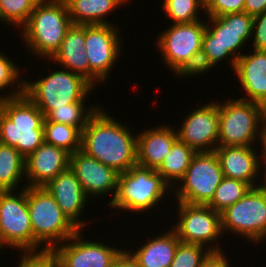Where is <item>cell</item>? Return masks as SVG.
<instances>
[{
	"mask_svg": "<svg viewBox=\"0 0 266 267\" xmlns=\"http://www.w3.org/2000/svg\"><path fill=\"white\" fill-rule=\"evenodd\" d=\"M223 178L222 167L215 151L199 152L193 157L178 185L172 188V192L176 201L207 205Z\"/></svg>",
	"mask_w": 266,
	"mask_h": 267,
	"instance_id": "8fae6325",
	"label": "cell"
},
{
	"mask_svg": "<svg viewBox=\"0 0 266 267\" xmlns=\"http://www.w3.org/2000/svg\"><path fill=\"white\" fill-rule=\"evenodd\" d=\"M245 0H205V15L218 17L244 11Z\"/></svg>",
	"mask_w": 266,
	"mask_h": 267,
	"instance_id": "e575fe53",
	"label": "cell"
},
{
	"mask_svg": "<svg viewBox=\"0 0 266 267\" xmlns=\"http://www.w3.org/2000/svg\"><path fill=\"white\" fill-rule=\"evenodd\" d=\"M85 25L72 24L66 31L59 50L50 62L80 74L90 82V63L85 51Z\"/></svg>",
	"mask_w": 266,
	"mask_h": 267,
	"instance_id": "603a6c76",
	"label": "cell"
},
{
	"mask_svg": "<svg viewBox=\"0 0 266 267\" xmlns=\"http://www.w3.org/2000/svg\"><path fill=\"white\" fill-rule=\"evenodd\" d=\"M250 188L251 186L244 181L224 177L207 205L221 213L243 198Z\"/></svg>",
	"mask_w": 266,
	"mask_h": 267,
	"instance_id": "f546056e",
	"label": "cell"
},
{
	"mask_svg": "<svg viewBox=\"0 0 266 267\" xmlns=\"http://www.w3.org/2000/svg\"><path fill=\"white\" fill-rule=\"evenodd\" d=\"M253 50L266 51V11L253 17Z\"/></svg>",
	"mask_w": 266,
	"mask_h": 267,
	"instance_id": "8d00e7d4",
	"label": "cell"
},
{
	"mask_svg": "<svg viewBox=\"0 0 266 267\" xmlns=\"http://www.w3.org/2000/svg\"><path fill=\"white\" fill-rule=\"evenodd\" d=\"M169 232L159 233L155 238L148 239L137 251H126L134 258L140 267H169L181 242L176 232L171 228Z\"/></svg>",
	"mask_w": 266,
	"mask_h": 267,
	"instance_id": "cb8c5ba5",
	"label": "cell"
},
{
	"mask_svg": "<svg viewBox=\"0 0 266 267\" xmlns=\"http://www.w3.org/2000/svg\"><path fill=\"white\" fill-rule=\"evenodd\" d=\"M196 154L194 149L178 139L156 171L173 188L184 176Z\"/></svg>",
	"mask_w": 266,
	"mask_h": 267,
	"instance_id": "484cf974",
	"label": "cell"
},
{
	"mask_svg": "<svg viewBox=\"0 0 266 267\" xmlns=\"http://www.w3.org/2000/svg\"><path fill=\"white\" fill-rule=\"evenodd\" d=\"M211 253L204 245L180 242L169 267H202Z\"/></svg>",
	"mask_w": 266,
	"mask_h": 267,
	"instance_id": "836d02e7",
	"label": "cell"
},
{
	"mask_svg": "<svg viewBox=\"0 0 266 267\" xmlns=\"http://www.w3.org/2000/svg\"><path fill=\"white\" fill-rule=\"evenodd\" d=\"M256 146H217V154L223 175L226 178L237 179L248 183L251 187L260 186L257 179L262 175L260 167V151ZM258 177V178H257Z\"/></svg>",
	"mask_w": 266,
	"mask_h": 267,
	"instance_id": "ffe728a7",
	"label": "cell"
},
{
	"mask_svg": "<svg viewBox=\"0 0 266 267\" xmlns=\"http://www.w3.org/2000/svg\"><path fill=\"white\" fill-rule=\"evenodd\" d=\"M24 181L25 157L15 147L0 143V191H16Z\"/></svg>",
	"mask_w": 266,
	"mask_h": 267,
	"instance_id": "4316f807",
	"label": "cell"
},
{
	"mask_svg": "<svg viewBox=\"0 0 266 267\" xmlns=\"http://www.w3.org/2000/svg\"><path fill=\"white\" fill-rule=\"evenodd\" d=\"M3 247H5V244H4V242H3V240H2V238H1V236H0V251H3V250H2ZM0 253H1V252H0Z\"/></svg>",
	"mask_w": 266,
	"mask_h": 267,
	"instance_id": "b9f144b4",
	"label": "cell"
},
{
	"mask_svg": "<svg viewBox=\"0 0 266 267\" xmlns=\"http://www.w3.org/2000/svg\"><path fill=\"white\" fill-rule=\"evenodd\" d=\"M218 146H256L266 137V108L242 99L218 102ZM255 144V145H254Z\"/></svg>",
	"mask_w": 266,
	"mask_h": 267,
	"instance_id": "8992f818",
	"label": "cell"
},
{
	"mask_svg": "<svg viewBox=\"0 0 266 267\" xmlns=\"http://www.w3.org/2000/svg\"><path fill=\"white\" fill-rule=\"evenodd\" d=\"M221 229L223 236L227 231L225 233L229 235L235 233L256 244L265 241L266 188L261 185L251 187L243 198L222 211Z\"/></svg>",
	"mask_w": 266,
	"mask_h": 267,
	"instance_id": "30bf717a",
	"label": "cell"
},
{
	"mask_svg": "<svg viewBox=\"0 0 266 267\" xmlns=\"http://www.w3.org/2000/svg\"><path fill=\"white\" fill-rule=\"evenodd\" d=\"M70 20L75 25H105L112 24L106 21V15L119 9L128 0H64Z\"/></svg>",
	"mask_w": 266,
	"mask_h": 267,
	"instance_id": "d4e9b609",
	"label": "cell"
},
{
	"mask_svg": "<svg viewBox=\"0 0 266 267\" xmlns=\"http://www.w3.org/2000/svg\"><path fill=\"white\" fill-rule=\"evenodd\" d=\"M177 203L176 214H178L179 222L177 221L171 228L176 232L180 241L207 246L212 252H224L219 243H214L218 242L223 234L221 213L208 205H194L179 201Z\"/></svg>",
	"mask_w": 266,
	"mask_h": 267,
	"instance_id": "4fadbf2b",
	"label": "cell"
},
{
	"mask_svg": "<svg viewBox=\"0 0 266 267\" xmlns=\"http://www.w3.org/2000/svg\"><path fill=\"white\" fill-rule=\"evenodd\" d=\"M105 111L100 107L84 127L81 151L123 173L137 164V135Z\"/></svg>",
	"mask_w": 266,
	"mask_h": 267,
	"instance_id": "6da1fadb",
	"label": "cell"
},
{
	"mask_svg": "<svg viewBox=\"0 0 266 267\" xmlns=\"http://www.w3.org/2000/svg\"><path fill=\"white\" fill-rule=\"evenodd\" d=\"M165 17L173 24L192 23L201 20L199 10L205 9V0H162ZM200 18V19H199Z\"/></svg>",
	"mask_w": 266,
	"mask_h": 267,
	"instance_id": "4dcf8cb0",
	"label": "cell"
},
{
	"mask_svg": "<svg viewBox=\"0 0 266 267\" xmlns=\"http://www.w3.org/2000/svg\"><path fill=\"white\" fill-rule=\"evenodd\" d=\"M227 258L224 252H212L202 267H230V260Z\"/></svg>",
	"mask_w": 266,
	"mask_h": 267,
	"instance_id": "74e56055",
	"label": "cell"
},
{
	"mask_svg": "<svg viewBox=\"0 0 266 267\" xmlns=\"http://www.w3.org/2000/svg\"><path fill=\"white\" fill-rule=\"evenodd\" d=\"M44 188L53 196L63 214L78 230L83 231L84 227L88 226L80 216L83 215L89 198L69 167L49 181Z\"/></svg>",
	"mask_w": 266,
	"mask_h": 267,
	"instance_id": "ac0fdd59",
	"label": "cell"
},
{
	"mask_svg": "<svg viewBox=\"0 0 266 267\" xmlns=\"http://www.w3.org/2000/svg\"><path fill=\"white\" fill-rule=\"evenodd\" d=\"M24 79V94L46 116L57 107L85 103L94 87L80 74L67 69L50 71L49 75L32 82Z\"/></svg>",
	"mask_w": 266,
	"mask_h": 267,
	"instance_id": "ba28073f",
	"label": "cell"
},
{
	"mask_svg": "<svg viewBox=\"0 0 266 267\" xmlns=\"http://www.w3.org/2000/svg\"><path fill=\"white\" fill-rule=\"evenodd\" d=\"M266 11V0H245L244 12L250 16H257Z\"/></svg>",
	"mask_w": 266,
	"mask_h": 267,
	"instance_id": "f35d334b",
	"label": "cell"
},
{
	"mask_svg": "<svg viewBox=\"0 0 266 267\" xmlns=\"http://www.w3.org/2000/svg\"><path fill=\"white\" fill-rule=\"evenodd\" d=\"M171 191L172 187L159 172L136 164L128 171L119 173L117 194L109 206L144 214L156 208L158 203H163L162 199L166 194L168 197Z\"/></svg>",
	"mask_w": 266,
	"mask_h": 267,
	"instance_id": "52a82bcc",
	"label": "cell"
},
{
	"mask_svg": "<svg viewBox=\"0 0 266 267\" xmlns=\"http://www.w3.org/2000/svg\"><path fill=\"white\" fill-rule=\"evenodd\" d=\"M40 0H0V21L20 29L28 22ZM17 26V27H16Z\"/></svg>",
	"mask_w": 266,
	"mask_h": 267,
	"instance_id": "1f68e13d",
	"label": "cell"
},
{
	"mask_svg": "<svg viewBox=\"0 0 266 267\" xmlns=\"http://www.w3.org/2000/svg\"><path fill=\"white\" fill-rule=\"evenodd\" d=\"M172 126L159 125L144 129L137 135V164L146 168L157 170L178 140L176 131Z\"/></svg>",
	"mask_w": 266,
	"mask_h": 267,
	"instance_id": "7402d4cb",
	"label": "cell"
},
{
	"mask_svg": "<svg viewBox=\"0 0 266 267\" xmlns=\"http://www.w3.org/2000/svg\"><path fill=\"white\" fill-rule=\"evenodd\" d=\"M71 25L64 0H40L19 34L30 53L49 61Z\"/></svg>",
	"mask_w": 266,
	"mask_h": 267,
	"instance_id": "277c9868",
	"label": "cell"
},
{
	"mask_svg": "<svg viewBox=\"0 0 266 267\" xmlns=\"http://www.w3.org/2000/svg\"><path fill=\"white\" fill-rule=\"evenodd\" d=\"M113 267H140L134 258L124 249L116 258Z\"/></svg>",
	"mask_w": 266,
	"mask_h": 267,
	"instance_id": "ab89813d",
	"label": "cell"
},
{
	"mask_svg": "<svg viewBox=\"0 0 266 267\" xmlns=\"http://www.w3.org/2000/svg\"><path fill=\"white\" fill-rule=\"evenodd\" d=\"M0 236L6 248L35 252L27 187L22 185L17 194L14 190L0 191Z\"/></svg>",
	"mask_w": 266,
	"mask_h": 267,
	"instance_id": "7c38bea8",
	"label": "cell"
},
{
	"mask_svg": "<svg viewBox=\"0 0 266 267\" xmlns=\"http://www.w3.org/2000/svg\"><path fill=\"white\" fill-rule=\"evenodd\" d=\"M44 142L64 149L70 155L81 150L82 131L74 126L44 121Z\"/></svg>",
	"mask_w": 266,
	"mask_h": 267,
	"instance_id": "83f0119b",
	"label": "cell"
},
{
	"mask_svg": "<svg viewBox=\"0 0 266 267\" xmlns=\"http://www.w3.org/2000/svg\"><path fill=\"white\" fill-rule=\"evenodd\" d=\"M85 105V103H70L67 104V107H57L45 116L44 121L71 125L83 131L89 119L101 107L98 104L90 107Z\"/></svg>",
	"mask_w": 266,
	"mask_h": 267,
	"instance_id": "f1b7e54d",
	"label": "cell"
},
{
	"mask_svg": "<svg viewBox=\"0 0 266 267\" xmlns=\"http://www.w3.org/2000/svg\"><path fill=\"white\" fill-rule=\"evenodd\" d=\"M45 116L25 95L0 100V143L25 158L44 143Z\"/></svg>",
	"mask_w": 266,
	"mask_h": 267,
	"instance_id": "3957f363",
	"label": "cell"
},
{
	"mask_svg": "<svg viewBox=\"0 0 266 267\" xmlns=\"http://www.w3.org/2000/svg\"><path fill=\"white\" fill-rule=\"evenodd\" d=\"M70 154L44 142L25 158V187H44L69 167Z\"/></svg>",
	"mask_w": 266,
	"mask_h": 267,
	"instance_id": "d6986e66",
	"label": "cell"
},
{
	"mask_svg": "<svg viewBox=\"0 0 266 267\" xmlns=\"http://www.w3.org/2000/svg\"><path fill=\"white\" fill-rule=\"evenodd\" d=\"M206 21L176 23L159 34L157 48L163 63L178 78L200 75L202 39Z\"/></svg>",
	"mask_w": 266,
	"mask_h": 267,
	"instance_id": "5b68a950",
	"label": "cell"
},
{
	"mask_svg": "<svg viewBox=\"0 0 266 267\" xmlns=\"http://www.w3.org/2000/svg\"><path fill=\"white\" fill-rule=\"evenodd\" d=\"M185 117L177 131L178 139L197 153L214 152L219 134L218 101H210Z\"/></svg>",
	"mask_w": 266,
	"mask_h": 267,
	"instance_id": "2e32d148",
	"label": "cell"
},
{
	"mask_svg": "<svg viewBox=\"0 0 266 267\" xmlns=\"http://www.w3.org/2000/svg\"><path fill=\"white\" fill-rule=\"evenodd\" d=\"M27 204L35 252L53 250L78 231L44 187H27ZM40 245L43 247L40 248Z\"/></svg>",
	"mask_w": 266,
	"mask_h": 267,
	"instance_id": "9c48e42d",
	"label": "cell"
},
{
	"mask_svg": "<svg viewBox=\"0 0 266 267\" xmlns=\"http://www.w3.org/2000/svg\"><path fill=\"white\" fill-rule=\"evenodd\" d=\"M208 22L202 39L200 75L208 73L228 57H231L229 62L234 70L237 59L243 55L240 50L252 39L253 16L243 11L208 17Z\"/></svg>",
	"mask_w": 266,
	"mask_h": 267,
	"instance_id": "7a4b0ae2",
	"label": "cell"
},
{
	"mask_svg": "<svg viewBox=\"0 0 266 267\" xmlns=\"http://www.w3.org/2000/svg\"><path fill=\"white\" fill-rule=\"evenodd\" d=\"M260 144H261L260 150L262 148V150L260 151L261 152L260 153V159H261L260 160V167H262L261 173H263V178H260V179H262L260 181V184H261V186H264L266 188V137L262 140V142Z\"/></svg>",
	"mask_w": 266,
	"mask_h": 267,
	"instance_id": "60d3db41",
	"label": "cell"
},
{
	"mask_svg": "<svg viewBox=\"0 0 266 267\" xmlns=\"http://www.w3.org/2000/svg\"><path fill=\"white\" fill-rule=\"evenodd\" d=\"M13 61L7 57L6 53L3 54L0 51V93L4 92L3 90H7V88L12 90H10L9 94L5 92L3 95L0 94V100L24 94V80H20L21 70Z\"/></svg>",
	"mask_w": 266,
	"mask_h": 267,
	"instance_id": "d6a6232c",
	"label": "cell"
},
{
	"mask_svg": "<svg viewBox=\"0 0 266 267\" xmlns=\"http://www.w3.org/2000/svg\"><path fill=\"white\" fill-rule=\"evenodd\" d=\"M69 168L76 175L88 198L104 197L107 194L110 196V193L111 195L114 193L106 207L114 201L119 180V173L115 169L104 165L81 150L70 155Z\"/></svg>",
	"mask_w": 266,
	"mask_h": 267,
	"instance_id": "e0dca14e",
	"label": "cell"
},
{
	"mask_svg": "<svg viewBox=\"0 0 266 267\" xmlns=\"http://www.w3.org/2000/svg\"><path fill=\"white\" fill-rule=\"evenodd\" d=\"M81 234L82 230H78L52 250L59 267H113L116 258L125 249L111 247L101 241L92 242L90 239L86 241Z\"/></svg>",
	"mask_w": 266,
	"mask_h": 267,
	"instance_id": "9a60e30c",
	"label": "cell"
},
{
	"mask_svg": "<svg viewBox=\"0 0 266 267\" xmlns=\"http://www.w3.org/2000/svg\"><path fill=\"white\" fill-rule=\"evenodd\" d=\"M17 267H57L58 261L52 250L23 252Z\"/></svg>",
	"mask_w": 266,
	"mask_h": 267,
	"instance_id": "d590c367",
	"label": "cell"
},
{
	"mask_svg": "<svg viewBox=\"0 0 266 267\" xmlns=\"http://www.w3.org/2000/svg\"><path fill=\"white\" fill-rule=\"evenodd\" d=\"M118 29V30H117ZM113 24L85 25V51L90 63V83H104L121 56L123 41ZM118 58V59H117Z\"/></svg>",
	"mask_w": 266,
	"mask_h": 267,
	"instance_id": "5bb4252c",
	"label": "cell"
},
{
	"mask_svg": "<svg viewBox=\"0 0 266 267\" xmlns=\"http://www.w3.org/2000/svg\"><path fill=\"white\" fill-rule=\"evenodd\" d=\"M240 87L246 92L242 100L258 103L266 108V51L253 50L236 61L234 70Z\"/></svg>",
	"mask_w": 266,
	"mask_h": 267,
	"instance_id": "44dd1931",
	"label": "cell"
}]
</instances>
